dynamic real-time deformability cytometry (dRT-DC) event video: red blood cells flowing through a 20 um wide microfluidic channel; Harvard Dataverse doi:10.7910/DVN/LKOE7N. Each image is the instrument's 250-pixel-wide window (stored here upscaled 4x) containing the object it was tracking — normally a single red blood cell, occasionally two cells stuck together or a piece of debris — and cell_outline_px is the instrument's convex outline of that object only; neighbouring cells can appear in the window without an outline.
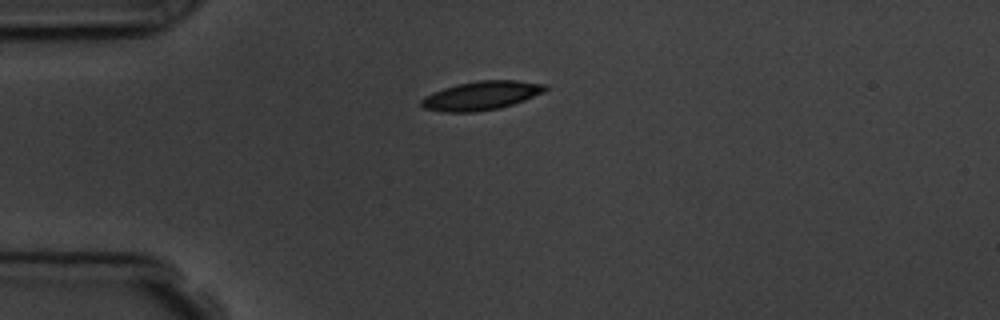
{"species": "common noctule bat (a hibernating species)", "species_latin": "Nyctalus noctula", "temperature_condition": "room temperature", "stored_images_in_passage": 1, "camera_frame_rate_fps": 3000, "um_per_image_px": 0.085, "animal": {"sex": "male", "body_mass_g": 19.5, "forearm_length_mm": 54.6}, "frame": {"image": 1, "passage_image": 1, "time_ms": 0.0, "image_size_px": [1000, 320], "cell_outline_px": [[548, 88], [544, 92], [524, 100], [500, 108], [476, 112], [444, 112], [424, 108], [420, 104], [420, 100], [424, 96], [432, 92], [456, 84], [476, 80], [516, 80], [548, 84]], "centroid_in_image_um": [40.91, 8.12], "position_along_channel_um": 44.1, "area_um2": 20.98}}